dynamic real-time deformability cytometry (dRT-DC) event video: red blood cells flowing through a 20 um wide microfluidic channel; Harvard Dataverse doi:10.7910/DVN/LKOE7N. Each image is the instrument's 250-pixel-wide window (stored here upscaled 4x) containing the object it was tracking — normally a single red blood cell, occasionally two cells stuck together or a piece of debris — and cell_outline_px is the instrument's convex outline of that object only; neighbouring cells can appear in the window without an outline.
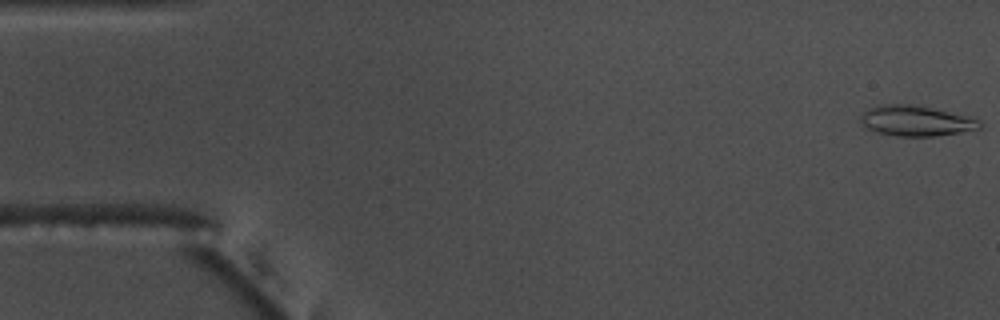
{"species": "common noctule bat (a hibernating species)", "species_latin": "Nyctalus noctula", "temperature_condition": "warm", "stored_images_in_passage": 54, "camera_frame_rate_fps": 3000, "um_per_image_px": 0.085, "animal": {"sex": "male", "body_mass_g": 17.5, "forearm_length_mm": 52.3}, "frame": {"image": 1, "passage_image": 1, "time_ms": 0.0, "image_size_px": [1000, 320], "cell_outline_px": [[980, 128], [960, 132], [936, 136], [896, 136], [876, 132], [868, 128], [860, 120], [860, 116], [864, 112], [872, 108], [884, 104], [912, 104], [972, 116], [980, 120]], "centroid_in_image_um": [77.9, 10.27], "position_along_channel_um": 7.1, "area_um2": 20.98}}
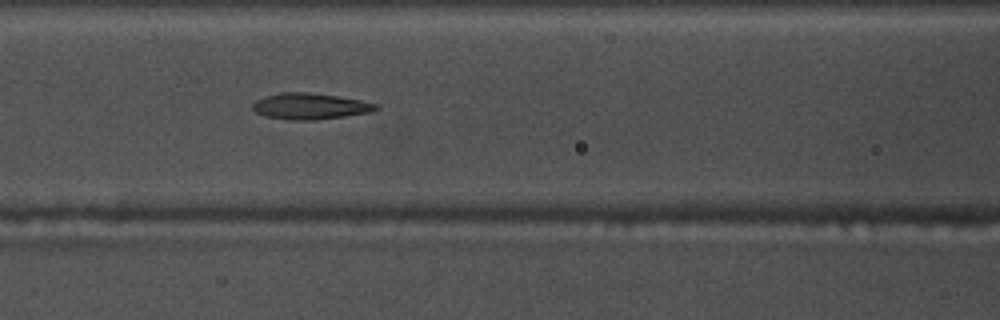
{"frame": {"image": 2, "passage_image": 23, "time_ms": 7.333, "image_size_px": [1000, 320], "cell_outline_px": [[380, 108], [368, 112], [344, 116], [316, 120], [288, 120], [264, 116], [256, 112], [252, 108], [252, 104], [256, 100], [264, 96], [280, 92], [304, 92], [336, 96], [360, 100], [376, 104]], "centroid_in_image_um": [26.29, 9.03], "position_along_channel_um": 140.3, "area_um2": 18.67}}
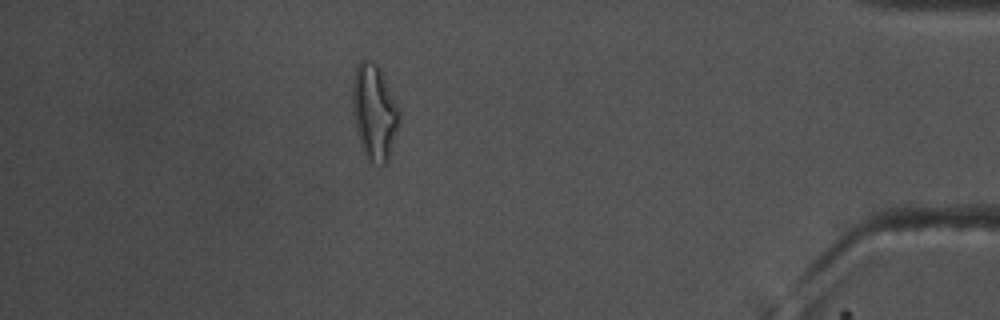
{"frame": {"image": 3, "passage_image": 48, "time_ms": 15.667, "image_size_px": [1000, 320], "cell_outline_px": [[400, 120], [388, 160], [384, 164], [368, 160], [364, 152], [356, 128], [352, 108], [352, 80], [356, 64], [360, 60], [372, 60], [380, 68], [400, 108]], "centroid_in_image_um": [31.82, 9.45], "position_along_channel_um": 403.4, "area_um2": 26.07}}